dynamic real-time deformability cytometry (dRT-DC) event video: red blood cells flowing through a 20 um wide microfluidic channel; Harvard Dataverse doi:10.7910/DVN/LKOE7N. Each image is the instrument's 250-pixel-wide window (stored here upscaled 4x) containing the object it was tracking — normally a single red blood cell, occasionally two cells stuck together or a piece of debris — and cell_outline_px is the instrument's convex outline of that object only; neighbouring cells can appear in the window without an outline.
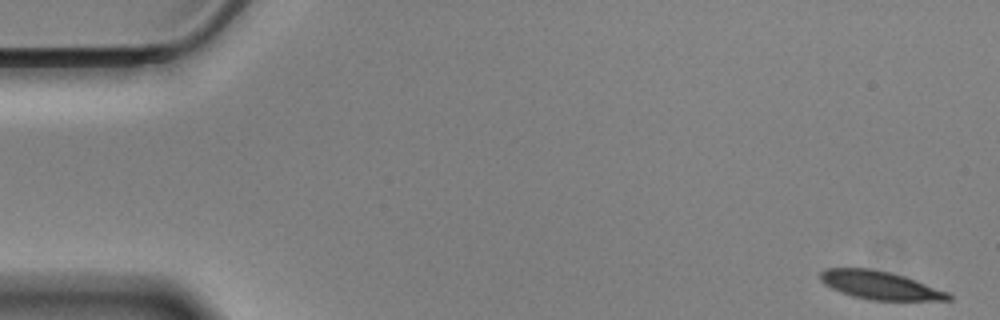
{"species": "Egyptian fruit bat (a non-hibernating species)", "species_latin": "Rousettus aegyptiacus", "temperature_condition": "cold", "stored_images_in_passage": 53, "camera_frame_rate_fps": 3000, "um_per_image_px": 0.085, "animal": {"sex": "male"}, "frame": {"image": 1, "passage_image": 1, "time_ms": 0.0, "image_size_px": [1000, 320], "cell_outline_px": [[952, 300], [868, 300], [852, 296], [840, 292], [824, 284], [820, 280], [820, 272], [824, 268], [868, 268], [888, 272], [904, 276], [916, 280], [948, 292], [952, 296]], "centroid_in_image_um": [74.77, 24.25], "position_along_channel_um": 10.2, "area_um2": 21.04}}
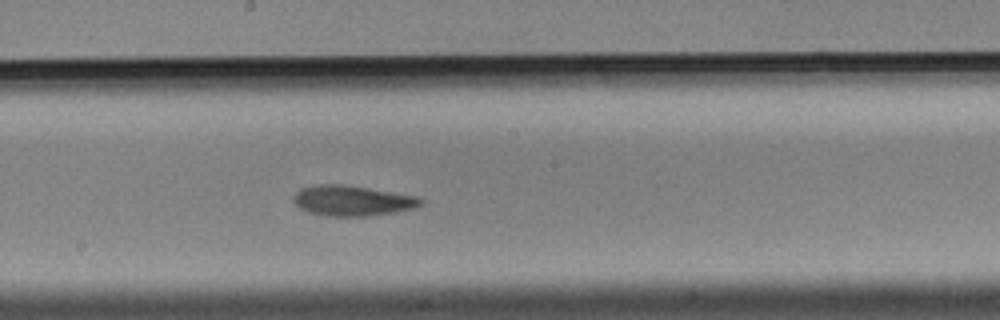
{"frame": {"image": 2, "passage_image": 30, "time_ms": 9.667, "image_size_px": [1000, 320], "cell_outline_px": [[424, 200], [416, 208], [396, 212], [368, 216], [324, 216], [308, 212], [300, 208], [292, 200], [292, 196], [300, 188], [320, 184], [340, 184], [420, 196]], "centroid_in_image_um": [29.94, 17.06], "position_along_channel_um": 218.3, "area_um2": 22.66}}
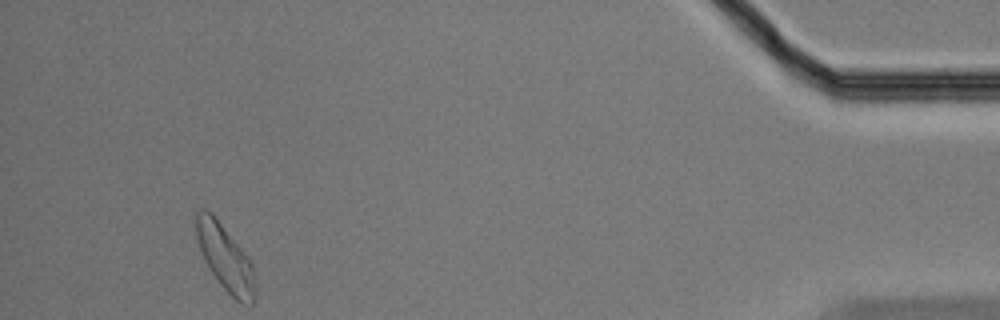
{"frame": {"image": 3, "passage_image": 53, "time_ms": 17.333, "image_size_px": [1000, 320], "cell_outline_px": [[256, 296], [252, 304], [236, 300], [220, 284], [204, 260], [196, 240], [196, 212], [200, 208], [204, 208], [212, 212], [248, 256], [252, 264]], "centroid_in_image_um": [19.13, 21.86], "position_along_channel_um": 416.1, "area_um2": 22.54}, "authors_computed_cell_mechanics": {"area_um2": 21.8484, "velocity_mm_per_s": 3.4798, "shape_relaxation_time_tau1_ms": 4.3325, "shape_relaxation_time_tau2_ms": 4.1856, "deformation_change_tau1": 0.1459, "deformation_change_tau2": 0.106}}